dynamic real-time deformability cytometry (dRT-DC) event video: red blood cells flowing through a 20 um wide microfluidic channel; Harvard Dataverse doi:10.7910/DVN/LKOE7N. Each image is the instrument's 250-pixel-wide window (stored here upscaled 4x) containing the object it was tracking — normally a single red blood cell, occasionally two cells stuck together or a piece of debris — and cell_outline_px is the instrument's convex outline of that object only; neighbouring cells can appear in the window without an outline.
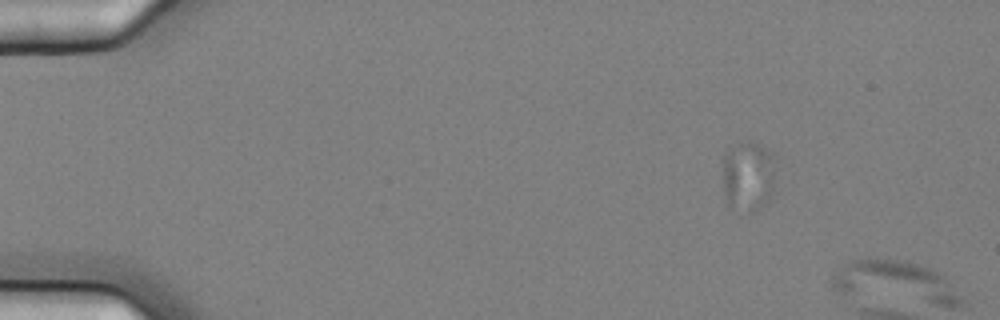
{"species": "common noctule bat (a hibernating species)", "species_latin": "Nyctalus noctula", "temperature_condition": "cold", "stored_images_in_passage": 7, "camera_frame_rate_fps": 3000, "um_per_image_px": 0.085, "animal": {"sex": "female", "body_mass_g": 25.1}, "frame": {"image": 1, "passage_image": 4, "time_ms": 1.0, "image_size_px": [1000, 320], "cell_outline_px": [[772, 188], [768, 200], [752, 212], [748, 212], [728, 204], [724, 200], [724, 152], [748, 140], [760, 144], [772, 152]], "centroid_in_image_um": [63.56, 14.95], "position_along_channel_um": 21.4, "area_um2": 20.98}}